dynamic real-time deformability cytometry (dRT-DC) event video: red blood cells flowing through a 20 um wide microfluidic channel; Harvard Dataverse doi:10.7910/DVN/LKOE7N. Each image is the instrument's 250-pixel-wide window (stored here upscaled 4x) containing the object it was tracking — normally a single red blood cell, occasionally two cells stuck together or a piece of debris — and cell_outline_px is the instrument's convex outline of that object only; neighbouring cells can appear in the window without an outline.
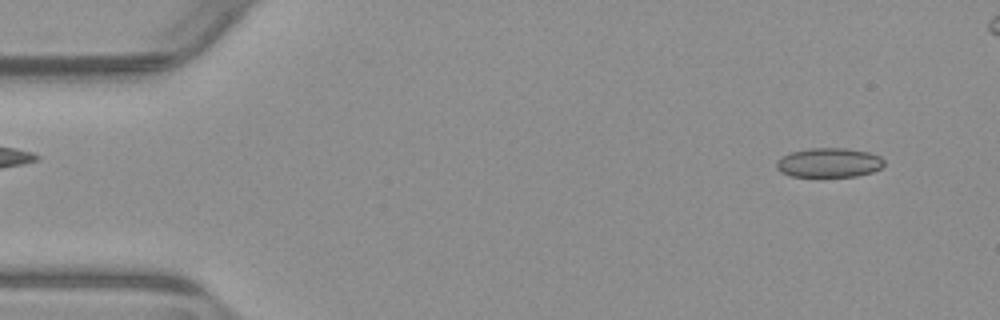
{"species": "common noctule bat (a hibernating species)", "species_latin": "Nyctalus noctula", "temperature_condition": "warm", "stored_images_in_passage": 50, "camera_frame_rate_fps": 3000, "um_per_image_px": 0.085, "animal": {"sex": "male", "body_mass_g": 23.1, "forearm_length_mm": 52.7}, "frame": {"image": 1, "passage_image": 4, "time_ms": 1.0, "image_size_px": [1000, 320], "cell_outline_px": [[884, 164], [880, 168], [872, 172], [856, 176], [792, 176], [780, 172], [776, 168], [776, 160], [792, 152], [808, 148], [844, 148], [868, 152], [880, 156], [884, 160]], "centroid_in_image_um": [70.46, 13.82], "position_along_channel_um": 14.5, "area_um2": 18.32}}
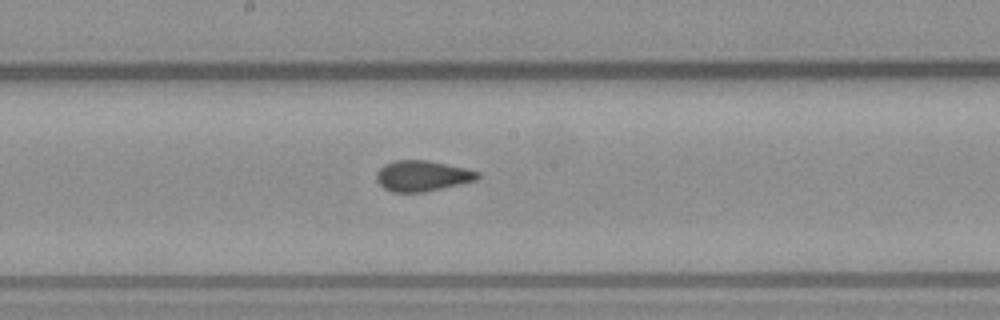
{"frame": {"image": 2, "passage_image": 28, "time_ms": 9.0, "image_size_px": [1000, 320], "cell_outline_px": [[480, 176], [476, 180], [424, 192], [392, 192], [384, 188], [376, 180], [376, 172], [384, 164], [396, 160], [428, 160], [464, 168], [480, 172]], "centroid_in_image_um": [35.86, 14.94], "position_along_channel_um": 212.3, "area_um2": 17.98}}
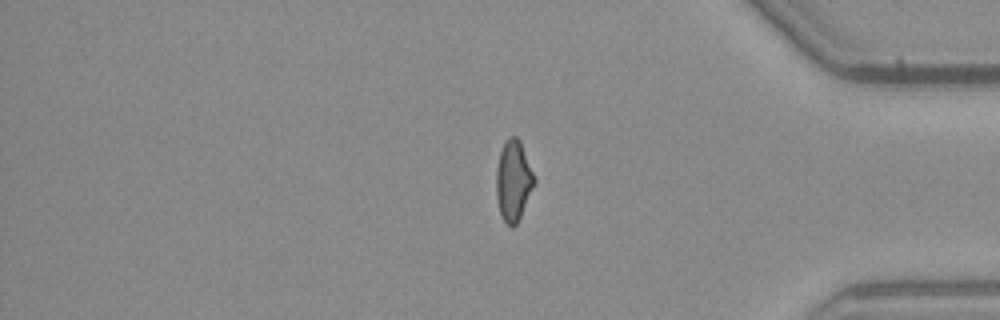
{"frame": {"image": 3, "passage_image": 44, "time_ms": 14.333, "image_size_px": [1000, 320], "cell_outline_px": [[536, 184], [516, 224], [512, 228], [504, 220], [500, 212], [496, 200], [496, 168], [500, 152], [504, 140], [508, 136], [516, 136], [520, 140], [536, 180]], "centroid_in_image_um": [43.63, 15.33], "position_along_channel_um": 391.6, "area_um2": 17.98}, "authors_computed_cell_mechanics": {"area_um2": 18.4382, "velocity_mm_per_s": 3.8484, "shape_relaxation_time_tau1_ms": null, "shape_relaxation_time_tau2_ms": 0.9624, "deformation_change_tau1": null, "deformation_change_tau2": 0.0707}}